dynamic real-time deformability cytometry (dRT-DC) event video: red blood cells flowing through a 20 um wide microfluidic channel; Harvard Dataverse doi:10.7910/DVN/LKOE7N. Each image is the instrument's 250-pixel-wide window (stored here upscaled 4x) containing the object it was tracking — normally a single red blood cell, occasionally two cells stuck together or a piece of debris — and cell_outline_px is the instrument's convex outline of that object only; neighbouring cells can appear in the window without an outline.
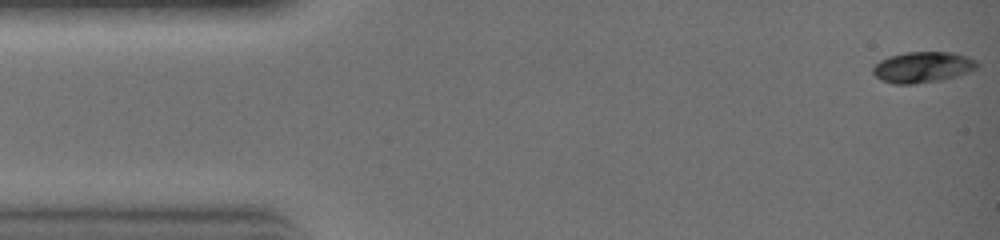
{"species": "common noctule bat (a hibernating species)", "species_latin": "Nyctalus noctula", "temperature_condition": "warm", "stored_images_in_passage": 23, "camera_frame_rate_fps": 3000, "um_per_image_px": 0.085, "animal": {"sex": "female", "body_mass_g": 19.0, "forearm_length_mm": 51.5}, "frame": {"image": 1, "passage_image": 1, "time_ms": 0.0, "image_size_px": [1000, 240], "cell_outline_px": [[980, 64], [976, 68], [956, 76], [940, 80], [912, 84], [896, 84], [884, 80], [876, 76], [872, 72], [872, 68], [880, 60], [888, 56], [908, 52], [948, 52], [964, 56]], "centroid_in_image_um": [78.38, 5.71], "position_along_channel_um": 6.6, "area_um2": 18.32}}
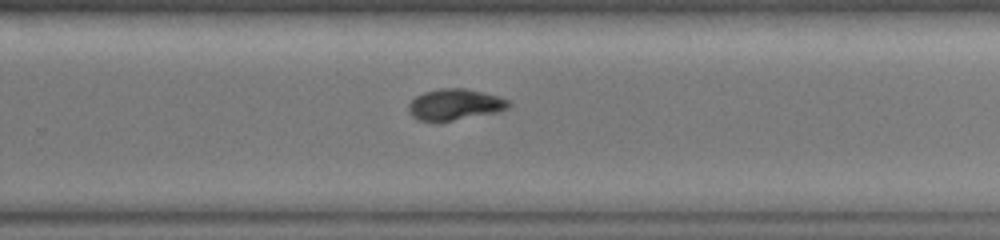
{"frame": {"image": 2, "passage_image": 20, "time_ms": 6.333, "image_size_px": [1000, 240], "cell_outline_px": [[512, 104], [508, 108], [500, 112], [452, 120], [420, 120], [412, 116], [408, 112], [408, 104], [416, 96], [424, 92], [440, 88], [464, 88], [500, 96], [508, 100]], "centroid_in_image_um": [38.7, 8.87], "position_along_channel_um": 291.1, "area_um2": 18.09}}
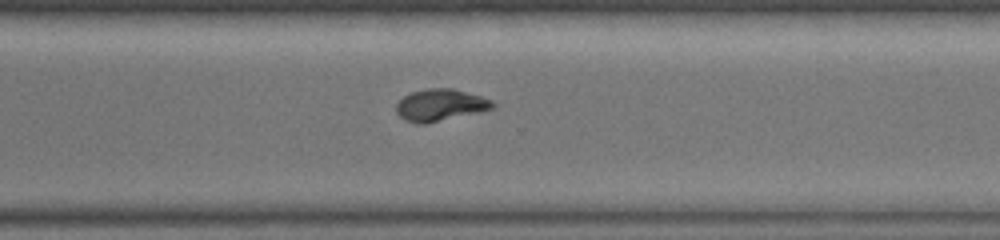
{"frame": {"image": 3, "passage_image": 22, "time_ms": 7.0, "image_size_px": [1000, 240], "cell_outline_px": [[496, 104], [492, 108], [480, 112], [424, 124], [416, 124], [404, 120], [396, 112], [396, 104], [404, 96], [412, 92], [428, 88], [452, 88], [480, 96], [492, 100]], "centroid_in_image_um": [37.41, 8.93], "position_along_channel_um": 333.2, "area_um2": 17.86}}